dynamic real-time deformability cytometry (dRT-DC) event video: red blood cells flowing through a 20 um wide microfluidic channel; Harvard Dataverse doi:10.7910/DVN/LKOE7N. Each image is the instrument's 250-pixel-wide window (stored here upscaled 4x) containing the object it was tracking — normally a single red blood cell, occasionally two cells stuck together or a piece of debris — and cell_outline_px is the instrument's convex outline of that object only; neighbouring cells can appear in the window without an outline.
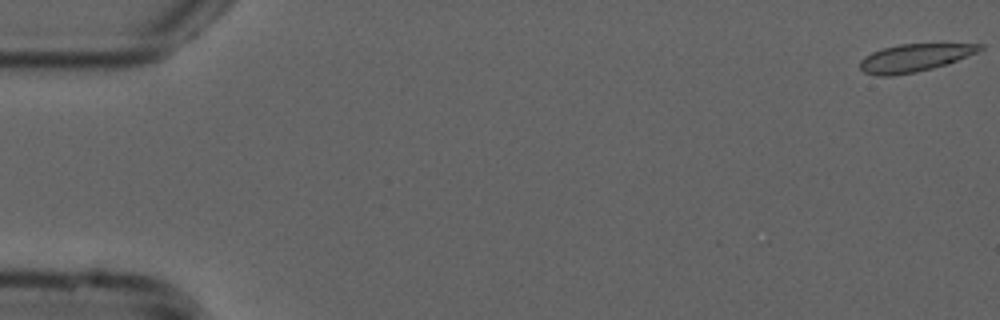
{"species": "common noctule bat (a hibernating species)", "species_latin": "Nyctalus noctula", "temperature_condition": "cold", "stored_images_in_passage": 31, "camera_frame_rate_fps": 3000, "um_per_image_px": 0.085, "animal": {"sex": "male", "forearm_length_mm": 52.5}, "frame": {"image": 1, "passage_image": 1, "time_ms": 0.0, "image_size_px": [1000, 320], "cell_outline_px": [[984, 48], [976, 52], [948, 64], [916, 72], [892, 76], [876, 76], [864, 72], [860, 68], [860, 60], [864, 56], [872, 52], [884, 48], [900, 44], [984, 44]], "centroid_in_image_um": [77.7, 4.92], "position_along_channel_um": 7.3, "area_um2": 19.25}}
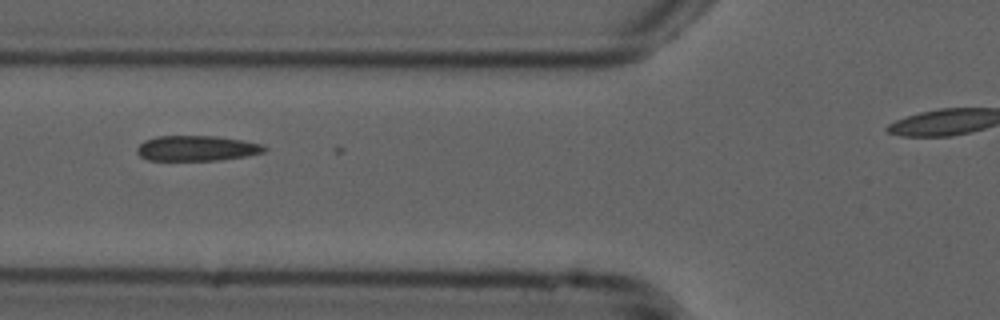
{"frame": {"image": 2, "passage_image": 21, "time_ms": 6.667, "image_size_px": [1000, 320], "cell_outline_px": [[268, 148], [264, 152], [248, 156], [220, 160], [148, 160], [140, 156], [136, 152], [136, 148], [144, 140], [156, 136], [216, 136], [264, 144]], "centroid_in_image_um": [16.73, 12.6], "position_along_channel_um": 109.1, "area_um2": 18.9}}
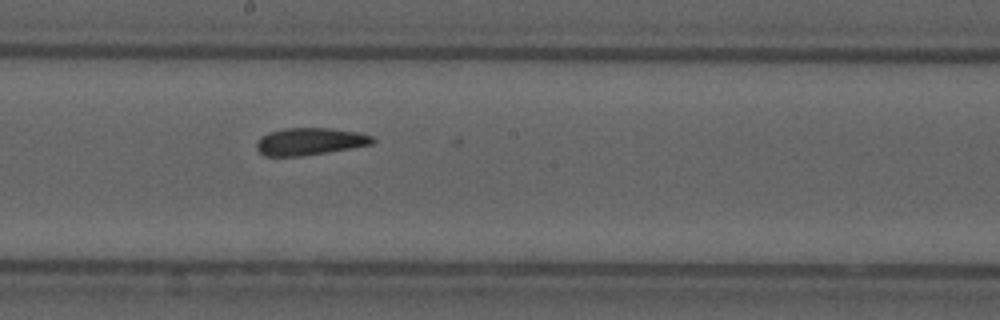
{"frame": {"image": 3, "passage_image": 30, "time_ms": 9.667, "image_size_px": [1000, 320], "cell_outline_px": [[376, 140], [372, 144], [300, 156], [264, 156], [256, 148], [256, 144], [260, 136], [268, 132], [284, 128], [332, 128], [356, 132], [372, 136]], "centroid_in_image_um": [26.28, 12.01], "position_along_channel_um": 221.9, "area_um2": 18.26}}